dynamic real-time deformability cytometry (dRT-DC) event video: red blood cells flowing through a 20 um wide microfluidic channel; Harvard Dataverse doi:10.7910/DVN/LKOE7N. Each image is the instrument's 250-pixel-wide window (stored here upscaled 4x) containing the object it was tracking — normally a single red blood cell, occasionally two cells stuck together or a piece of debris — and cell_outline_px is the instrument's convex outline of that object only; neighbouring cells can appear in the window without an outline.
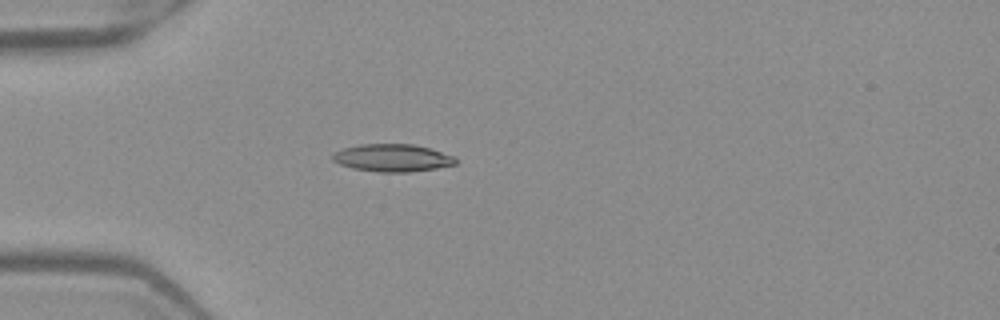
{"species": "Egyptian fruit bat (a non-hibernating species)", "species_latin": "Rousettus aegyptiacus", "temperature_condition": "warm", "stored_images_in_passage": 37, "camera_frame_rate_fps": 3000, "um_per_image_px": 0.085, "frame": {"image": 1, "passage_image": 1, "time_ms": 0.0, "image_size_px": [1000, 320], "cell_outline_px": [[456, 164], [436, 168], [408, 172], [380, 172], [352, 168], [340, 164], [332, 160], [332, 156], [336, 152], [344, 148], [360, 144], [412, 144], [428, 148], [452, 156], [456, 160]], "centroid_in_image_um": [33.32, 13.42], "position_along_channel_um": 51.7, "area_um2": 19.42}}
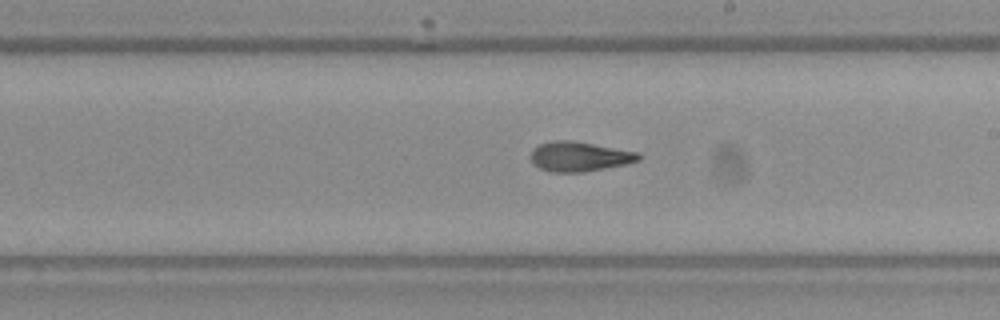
{"frame": {"image": 2, "passage_image": 16, "time_ms": 5.0, "image_size_px": [1000, 320], "cell_outline_px": [[640, 160], [628, 164], [584, 172], [552, 172], [540, 168], [532, 164], [532, 148], [540, 144], [552, 140], [572, 140], [640, 152]], "centroid_in_image_um": [49.27, 13.3], "position_along_channel_um": 239.7, "area_um2": 18.84}}
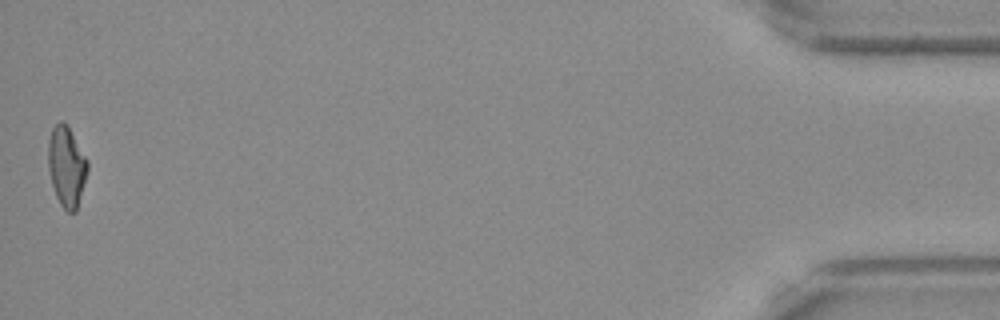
{"frame": {"image": 3, "passage_image": 37, "time_ms": 12.0, "image_size_px": [1000, 320], "cell_outline_px": [[88, 168], [76, 212], [68, 212], [60, 204], [56, 196], [52, 184], [48, 168], [48, 140], [52, 128], [60, 120], [68, 128], [88, 160]], "centroid_in_image_um": [5.64, 14.17], "position_along_channel_um": 429.6, "area_um2": 18.09}, "authors_computed_cell_mechanics": {"area_um2": 18.8428, "velocity_mm_per_s": 4.0183, "shape_relaxation_time_tau1_ms": 6.5729, "shape_relaxation_time_tau2_ms": 2.8381, "deformation_change_tau1": 0.2129, "deformation_change_tau2": 0.1166}}